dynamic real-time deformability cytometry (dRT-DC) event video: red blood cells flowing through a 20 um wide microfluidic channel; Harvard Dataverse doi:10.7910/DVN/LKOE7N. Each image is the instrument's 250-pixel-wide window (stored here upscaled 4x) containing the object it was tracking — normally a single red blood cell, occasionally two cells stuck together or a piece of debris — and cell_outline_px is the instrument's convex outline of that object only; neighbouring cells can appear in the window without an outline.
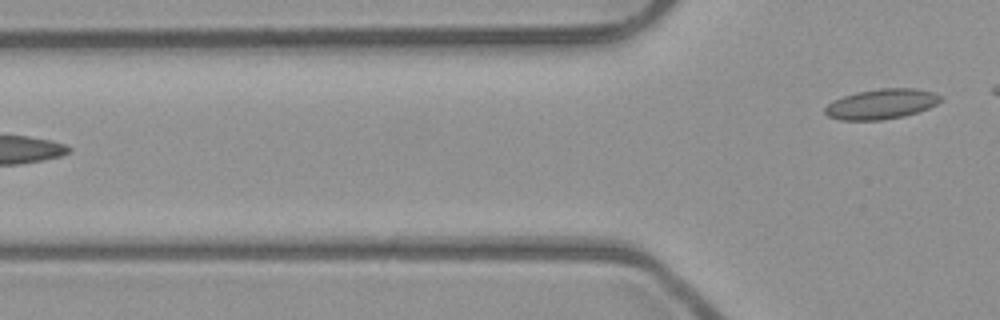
{"species": "common noctule bat (a hibernating species)", "species_latin": "Nyctalus noctula", "temperature_condition": "room temperature", "stored_images_in_passage": 6, "camera_frame_rate_fps": 3000, "um_per_image_px": 0.085, "animal": {"sex": "male", "body_mass_g": 23.1, "forearm_length_mm": 52.7}, "frame": {"image": 1, "passage_image": 6, "time_ms": 1.667, "image_size_px": [1000, 320], "cell_outline_px": [[940, 100], [936, 104], [928, 108], [904, 116], [880, 120], [840, 120], [828, 116], [824, 112], [824, 108], [832, 100], [856, 92], [880, 88], [916, 88], [936, 92], [940, 96]], "centroid_in_image_um": [74.9, 8.83], "position_along_channel_um": 50.9, "area_um2": 20.29}}